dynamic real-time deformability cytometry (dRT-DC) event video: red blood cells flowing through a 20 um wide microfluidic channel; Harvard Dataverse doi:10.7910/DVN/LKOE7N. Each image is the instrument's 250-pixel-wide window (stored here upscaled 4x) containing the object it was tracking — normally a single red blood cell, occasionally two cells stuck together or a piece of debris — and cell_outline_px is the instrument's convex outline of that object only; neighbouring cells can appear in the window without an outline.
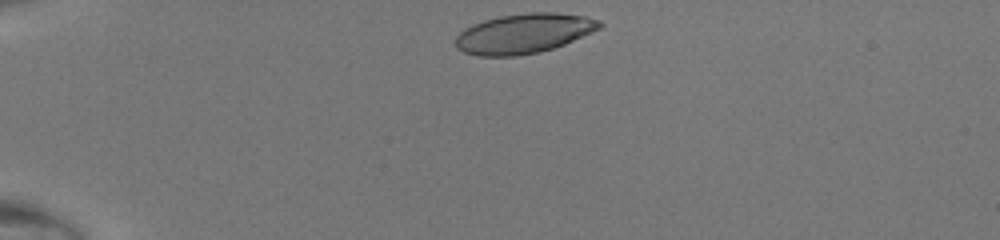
{"species": "human", "species_latin": "Homo sapiens", "temperature_condition": "room temperature", "stored_images_in_passage": 36, "camera_frame_rate_fps": 3000, "um_per_image_px": 0.085, "donor": {"sex": "male"}, "frame": {"image": 1, "passage_image": 1, "time_ms": 0.0, "image_size_px": [1000, 240], "cell_outline_px": [[604, 24], [600, 28], [592, 32], [564, 44], [540, 52], [516, 56], [476, 56], [464, 52], [456, 48], [456, 36], [464, 28], [472, 24], [484, 20], [500, 16], [528, 12], [556, 12], [584, 16], [600, 20]], "centroid_in_image_um": [44.51, 2.84], "position_along_channel_um": 40.5, "area_um2": 33.47}}
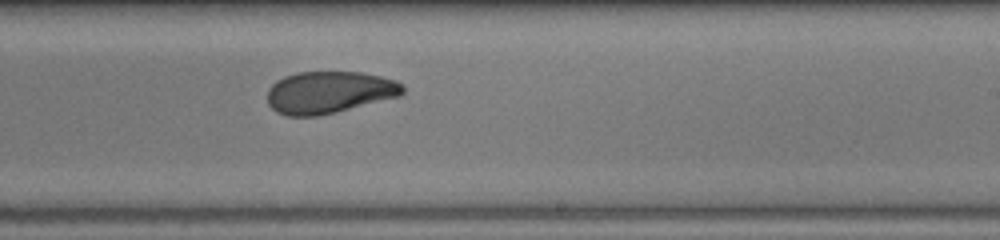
{"frame": {"image": 2, "passage_image": 20, "time_ms": 6.333, "image_size_px": [1000, 240], "cell_outline_px": [[404, 92], [400, 96], [336, 112], [316, 116], [288, 116], [276, 112], [268, 104], [268, 88], [276, 80], [284, 76], [296, 72], [360, 72], [380, 76], [396, 80], [404, 84]], "centroid_in_image_um": [27.98, 7.84], "position_along_channel_um": 261.0, "area_um2": 33.35}}
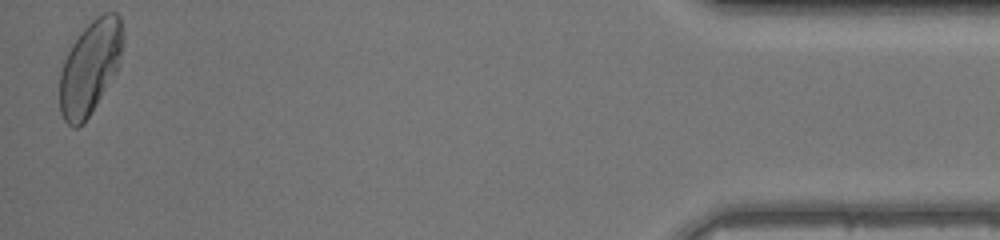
{"frame": {"image": 3, "passage_image": 36, "time_ms": 11.667, "image_size_px": [1000, 240], "cell_outline_px": [[124, 36], [120, 56], [116, 72], [84, 124], [76, 128], [72, 128], [64, 120], [60, 112], [60, 72], [64, 60], [72, 44], [80, 32], [96, 16], [104, 12], [116, 12], [120, 16], [124, 32]], "centroid_in_image_um": [7.66, 5.71], "position_along_channel_um": 427.5, "area_um2": 34.51}}